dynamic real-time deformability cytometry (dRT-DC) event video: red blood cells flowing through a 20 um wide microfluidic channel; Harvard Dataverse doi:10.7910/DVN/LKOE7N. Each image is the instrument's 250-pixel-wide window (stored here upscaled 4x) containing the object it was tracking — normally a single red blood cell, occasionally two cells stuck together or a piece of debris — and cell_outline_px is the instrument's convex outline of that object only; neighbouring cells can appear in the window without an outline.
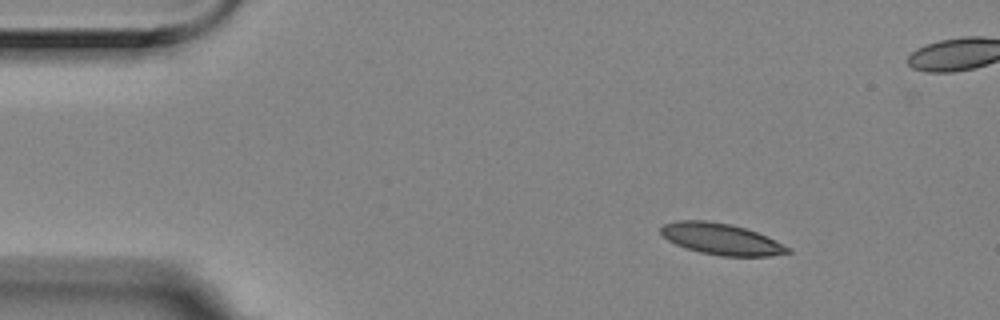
{"species": "Egyptian fruit bat (a non-hibernating species)", "species_latin": "Rousettus aegyptiacus", "temperature_condition": "room temperature", "stored_images_in_passage": 9, "camera_frame_rate_fps": 3000, "um_per_image_px": 0.085, "animal": {"sex": "female"}, "frame": {"image": 1, "passage_image": 1, "time_ms": 0.0, "image_size_px": [1000, 320], "cell_outline_px": [[792, 252], [768, 256], [720, 256], [700, 252], [676, 244], [668, 240], [660, 232], [660, 228], [664, 224], [676, 220], [704, 220], [728, 224], [744, 228], [756, 232], [792, 248]], "centroid_in_image_um": [61.3, 20.32], "position_along_channel_um": 23.7, "area_um2": 22.89}}
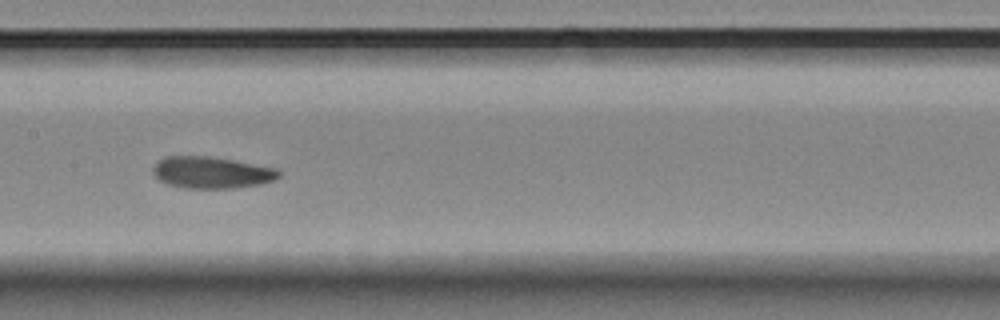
{"frame": {"image": 2, "passage_image": 7, "time_ms": 2.0, "image_size_px": [1000, 320], "cell_outline_px": [[280, 176], [272, 180], [260, 184], [240, 188], [184, 188], [168, 184], [160, 180], [152, 172], [152, 168], [164, 156], [208, 156], [232, 160], [276, 168], [280, 172]], "centroid_in_image_um": [17.98, 14.67], "position_along_channel_um": 189.4, "area_um2": 23.12}}
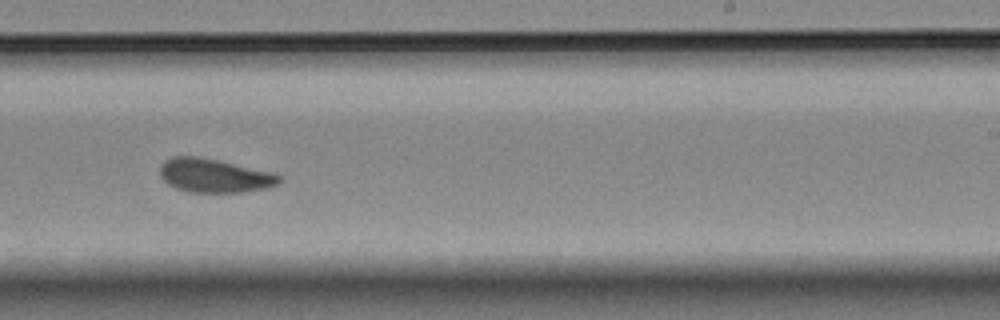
{"frame": {"image": 3, "passage_image": 9, "time_ms": 2.667, "image_size_px": [1000, 320], "cell_outline_px": [[280, 184], [264, 188], [244, 192], [188, 192], [176, 188], [168, 184], [160, 176], [160, 164], [164, 160], [172, 156], [200, 156], [272, 172], [280, 176]], "centroid_in_image_um": [18.18, 14.92], "position_along_channel_um": 270.8, "area_um2": 23.52}}